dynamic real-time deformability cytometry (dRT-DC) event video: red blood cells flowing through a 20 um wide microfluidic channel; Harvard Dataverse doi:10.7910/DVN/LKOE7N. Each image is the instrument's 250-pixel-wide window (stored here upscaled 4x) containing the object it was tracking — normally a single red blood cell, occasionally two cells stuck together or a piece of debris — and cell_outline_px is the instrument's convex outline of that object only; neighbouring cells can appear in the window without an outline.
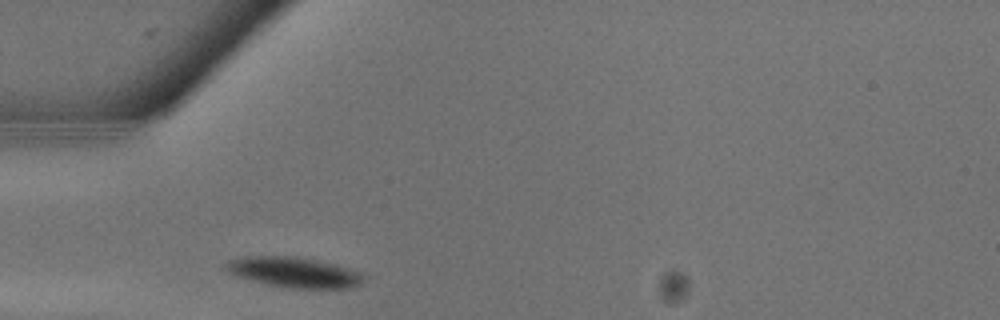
{"species": "common noctule bat (a hibernating species)", "species_latin": "Nyctalus noctula", "temperature_condition": "warm", "stored_images_in_passage": 6, "camera_frame_rate_fps": 3000, "um_per_image_px": 0.085, "animal": {"sex": "male", "body_mass_g": 13.3}, "frame": {"image": 1, "passage_image": 1, "time_ms": 0.0, "image_size_px": [1000, 320], "cell_outline_px": [[364, 280], [360, 284], [352, 288], [288, 288], [248, 280], [236, 276], [228, 272], [224, 268], [224, 264], [232, 260], [244, 256], [296, 256], [316, 260], [332, 264], [356, 272], [364, 276]], "centroid_in_image_um": [24.92, 23.15], "position_along_channel_um": 60.1, "area_um2": 24.1}}
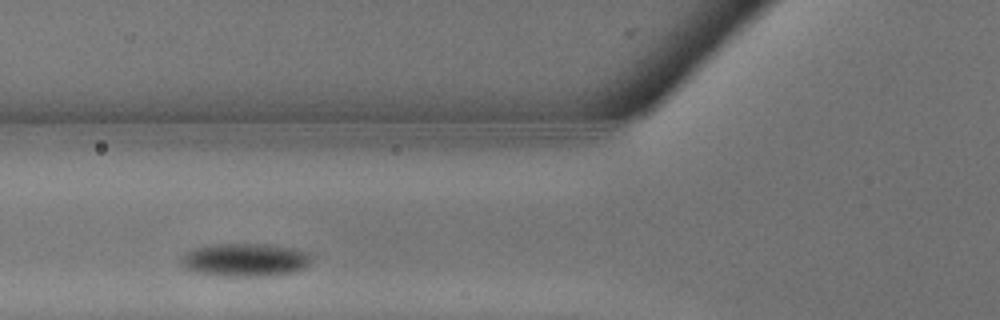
{"frame": {"image": 2, "passage_image": 3, "time_ms": 0.667, "image_size_px": [1000, 320], "cell_outline_px": [[312, 260], [304, 268], [296, 272], [272, 276], [224, 276], [196, 272], [184, 268], [180, 264], [180, 256], [184, 252], [196, 248], [212, 244], [264, 244], [292, 248], [312, 252]], "centroid_in_image_um": [20.85, 22.09], "position_along_channel_um": 105.0, "area_um2": 25.61}}
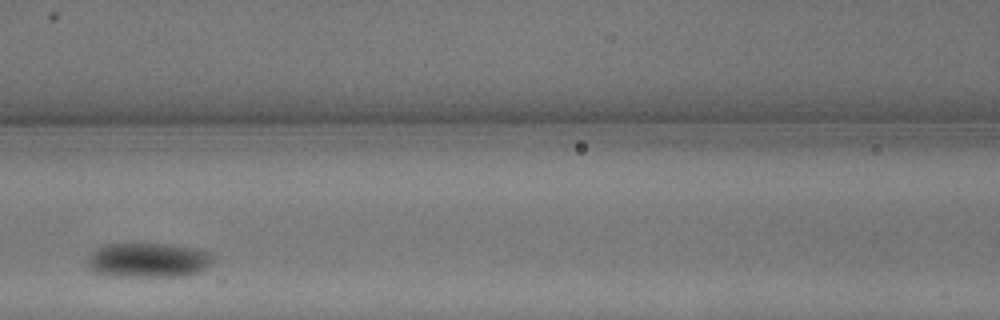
{"frame": {"image": 3, "passage_image": 5, "time_ms": 1.333, "image_size_px": [1000, 320], "cell_outline_px": [[212, 260], [200, 272], [188, 276], [108, 276], [92, 272], [88, 268], [88, 256], [96, 248], [104, 244], [172, 244], [192, 248], [208, 252], [212, 256]], "centroid_in_image_um": [12.53, 22.12], "position_along_channel_um": 154.1, "area_um2": 25.37}}